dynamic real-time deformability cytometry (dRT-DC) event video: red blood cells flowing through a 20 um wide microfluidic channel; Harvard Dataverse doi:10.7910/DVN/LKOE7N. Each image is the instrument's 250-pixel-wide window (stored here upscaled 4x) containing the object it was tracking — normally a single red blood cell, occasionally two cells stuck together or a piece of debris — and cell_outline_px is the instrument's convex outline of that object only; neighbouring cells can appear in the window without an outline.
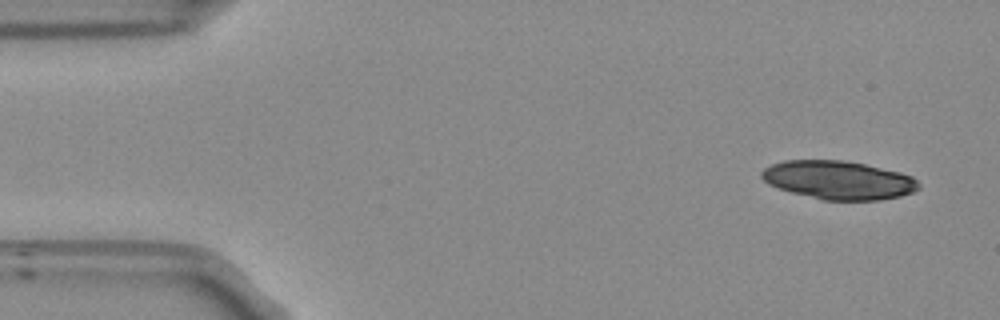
{"species": "Egyptian fruit bat (a non-hibernating species)", "species_latin": "Rousettus aegyptiacus", "temperature_condition": "room temperature", "stored_images_in_passage": 50, "camera_frame_rate_fps": 3000, "um_per_image_px": 0.085, "frame": {"image": 1, "passage_image": 1, "time_ms": 0.0, "image_size_px": [1000, 320], "cell_outline_px": [[920, 188], [912, 192], [900, 196], [880, 200], [824, 200], [792, 192], [768, 184], [760, 176], [760, 172], [764, 168], [772, 164], [784, 160], [840, 160], [864, 164], [900, 172], [912, 176], [920, 184]], "centroid_in_image_um": [71.27, 15.3], "position_along_channel_um": 13.7, "area_um2": 35.08}}
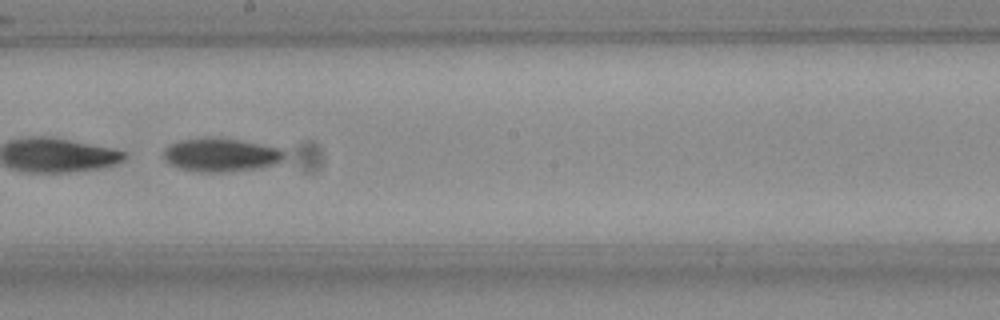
{"frame": {"image": 2, "passage_image": 27, "time_ms": 8.667, "image_size_px": [1000, 320], "cell_outline_px": [[284, 160], [272, 164], [252, 168], [224, 172], [204, 172], [180, 168], [164, 160], [164, 148], [180, 140], [204, 136], [208, 136], [240, 140], [280, 148], [284, 152]], "centroid_in_image_um": [18.74, 13.14], "position_along_channel_um": 229.5, "area_um2": 23.35}}